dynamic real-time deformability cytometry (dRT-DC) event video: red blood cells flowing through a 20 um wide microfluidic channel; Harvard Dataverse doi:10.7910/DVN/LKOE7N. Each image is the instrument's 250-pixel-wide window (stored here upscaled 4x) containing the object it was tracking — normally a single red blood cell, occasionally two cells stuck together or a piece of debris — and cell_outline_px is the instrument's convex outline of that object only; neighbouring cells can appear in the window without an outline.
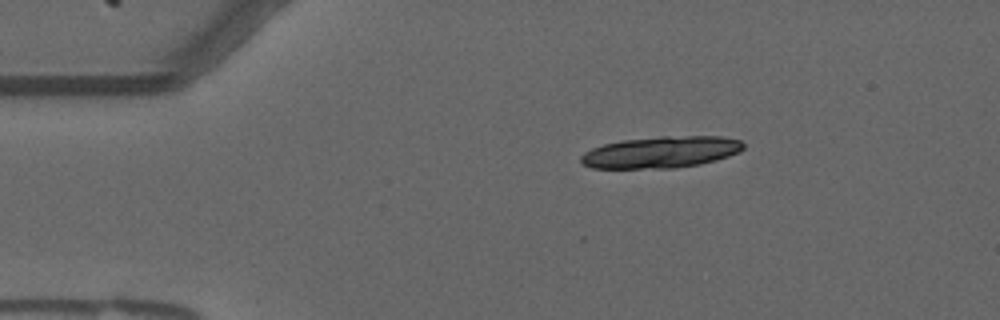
{"species": "common noctule bat (a hibernating species)", "species_latin": "Nyctalus noctula", "temperature_condition": "warm", "stored_images_in_passage": 10, "camera_frame_rate_fps": 3000, "um_per_image_px": 0.085, "animal": {"sex": "male", "forearm_length_mm": 52.5}, "frame": {"image": 1, "passage_image": 1, "time_ms": 0.0, "image_size_px": [1000, 320], "cell_outline_px": [[744, 148], [740, 152], [716, 160], [700, 164], [672, 168], [592, 168], [584, 164], [580, 160], [580, 156], [584, 152], [592, 148], [604, 144], [624, 140], [660, 136], [720, 136], [740, 140], [744, 144]], "centroid_in_image_um": [56.2, 12.93], "position_along_channel_um": 28.8, "area_um2": 29.88}}